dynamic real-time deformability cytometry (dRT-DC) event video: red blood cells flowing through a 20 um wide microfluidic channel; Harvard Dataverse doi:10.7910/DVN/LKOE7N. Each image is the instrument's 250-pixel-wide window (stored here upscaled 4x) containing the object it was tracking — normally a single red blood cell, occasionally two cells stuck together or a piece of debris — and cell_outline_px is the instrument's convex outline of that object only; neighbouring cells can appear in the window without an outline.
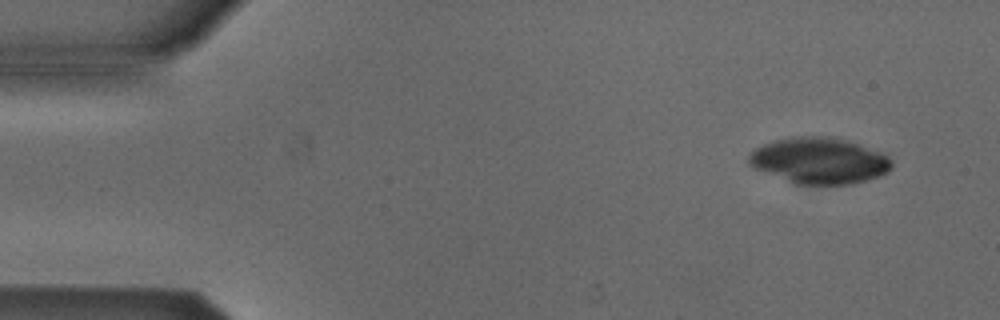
{"species": "Egyptian fruit bat (a non-hibernating species)", "species_latin": "Rousettus aegyptiacus", "temperature_condition": "cold", "stored_images_in_passage": 4, "camera_frame_rate_fps": 3000, "um_per_image_px": 0.085, "animal": {"sex": "male"}, "frame": {"image": 1, "passage_image": 1, "time_ms": 0.0, "image_size_px": [1000, 320], "cell_outline_px": [[892, 168], [888, 172], [880, 176], [852, 184], [796, 184], [752, 168], [748, 164], [748, 152], [764, 144], [776, 140], [800, 136], [828, 136], [844, 140], [880, 152], [888, 156], [892, 164]], "centroid_in_image_um": [69.6, 13.67], "position_along_channel_um": 15.4, "area_um2": 38.26}}